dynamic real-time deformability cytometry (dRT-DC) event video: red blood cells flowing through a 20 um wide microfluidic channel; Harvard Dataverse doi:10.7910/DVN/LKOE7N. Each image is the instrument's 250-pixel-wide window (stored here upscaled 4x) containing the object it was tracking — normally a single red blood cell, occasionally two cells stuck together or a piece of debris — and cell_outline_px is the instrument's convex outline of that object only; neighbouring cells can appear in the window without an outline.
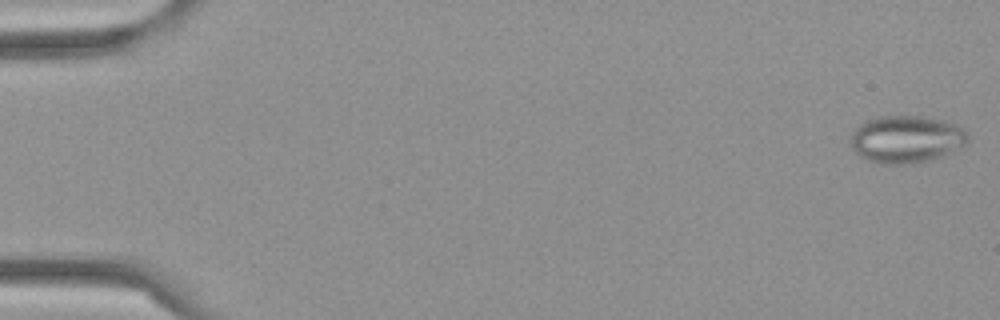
{"species": "Egyptian fruit bat (a non-hibernating species)", "species_latin": "Rousettus aegyptiacus", "temperature_condition": "cold", "stored_images_in_passage": 58, "camera_frame_rate_fps": 3000, "um_per_image_px": 0.085, "frame": {"image": 1, "passage_image": 1, "time_ms": 0.0, "image_size_px": [1000, 320], "cell_outline_px": [[968, 140], [960, 148], [944, 156], [920, 164], [880, 164], [868, 160], [860, 156], [852, 148], [852, 132], [860, 124], [868, 120], [880, 116], [920, 116], [940, 120], [964, 128], [968, 132]], "centroid_in_image_um": [77.06, 11.86], "position_along_channel_um": 7.9, "area_um2": 32.48}}
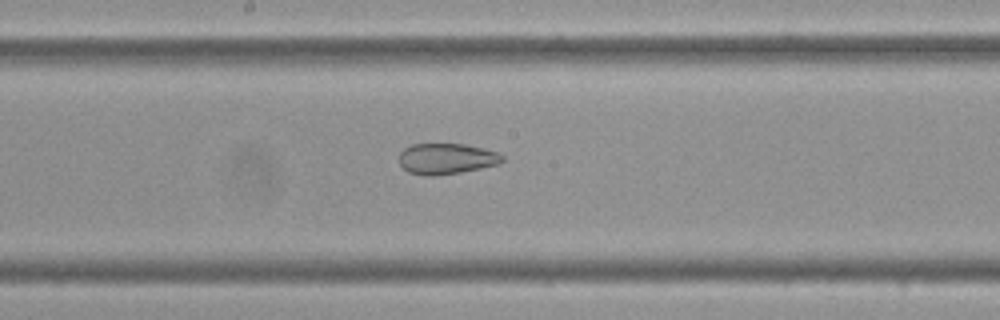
{"frame": {"image": 2, "passage_image": 31, "time_ms": 10.0, "image_size_px": [1000, 320], "cell_outline_px": [[504, 160], [500, 164], [460, 172], [432, 176], [424, 176], [408, 172], [400, 164], [400, 152], [404, 148], [412, 144], [464, 144], [496, 152], [504, 156]], "centroid_in_image_um": [37.93, 13.5], "position_along_channel_um": 210.3, "area_um2": 18.44}}
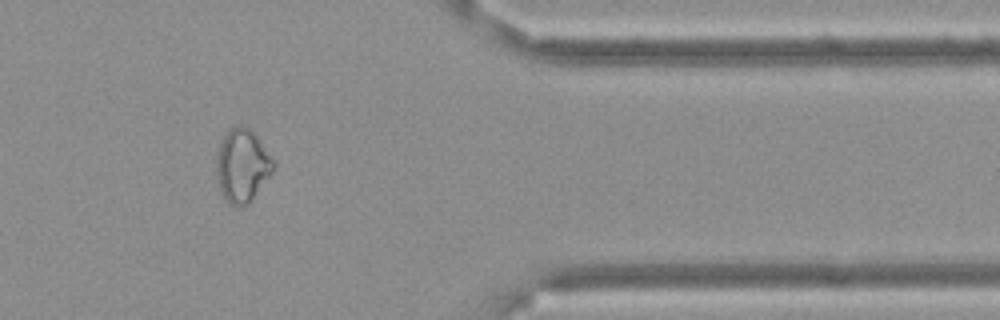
{"frame": {"image": 3, "passage_image": 48, "time_ms": 15.667, "image_size_px": [1000, 320], "cell_outline_px": [[276, 168], [248, 204], [236, 208], [228, 204], [220, 188], [216, 172], [216, 160], [220, 144], [228, 128], [236, 124], [240, 124], [256, 132], [276, 160]], "centroid_in_image_um": [20.64, 14.03], "position_along_channel_um": 390.8, "area_um2": 24.91}, "authors_computed_cell_mechanics": {"area_um2": 25.3453, "velocity_mm_per_s": 3.5167, "shape_relaxation_time_tau1_ms": null, "shape_relaxation_time_tau2_ms": 2.8475, "deformation_change_tau1": null, "deformation_change_tau2": 0.0954}}